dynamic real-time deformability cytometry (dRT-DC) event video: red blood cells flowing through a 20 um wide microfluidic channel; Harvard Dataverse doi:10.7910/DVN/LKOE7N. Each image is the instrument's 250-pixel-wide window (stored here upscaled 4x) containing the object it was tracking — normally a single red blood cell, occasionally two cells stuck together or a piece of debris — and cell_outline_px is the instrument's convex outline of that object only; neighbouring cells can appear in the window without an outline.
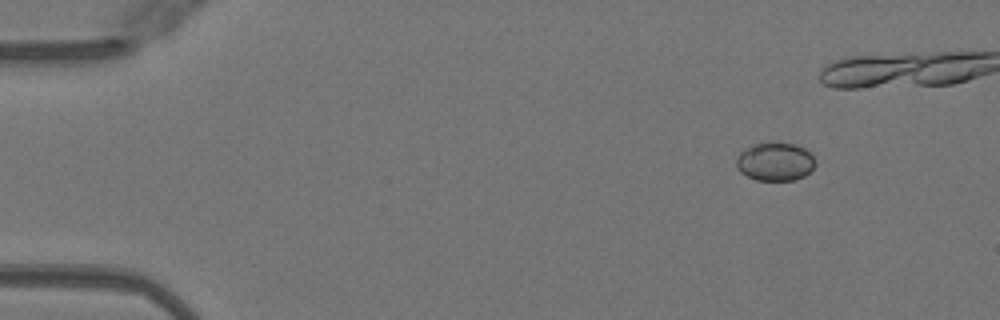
{"species": "Egyptian fruit bat (a non-hibernating species)", "species_latin": "Rousettus aegyptiacus", "temperature_condition": "warm", "stored_images_in_passage": 36, "camera_frame_rate_fps": 3000, "um_per_image_px": 0.085, "animal": {"sex": "female"}, "frame": {"image": 1, "passage_image": 1, "time_ms": 0.0, "image_size_px": [1000, 320], "cell_outline_px": [[816, 164], [804, 176], [796, 180], [756, 180], [740, 172], [736, 164], [736, 156], [744, 148], [752, 144], [768, 140], [796, 144], [804, 148], [812, 156]], "centroid_in_image_um": [65.85, 13.7], "position_along_channel_um": 19.2, "area_um2": 18.03}}
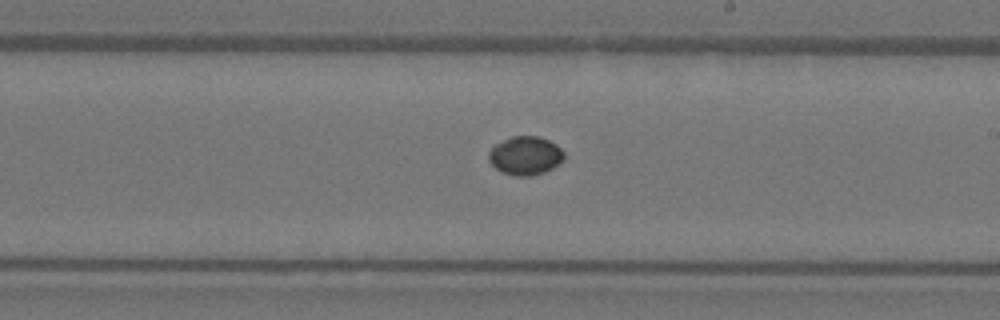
{"frame": {"image": 2, "passage_image": 25, "time_ms": 8.0, "image_size_px": [1000, 320], "cell_outline_px": [[564, 160], [552, 168], [544, 172], [528, 176], [516, 176], [500, 172], [488, 160], [488, 152], [496, 144], [512, 136], [540, 136], [556, 144], [564, 152]], "centroid_in_image_um": [44.65, 13.23], "position_along_channel_um": 244.3, "area_um2": 16.94}}
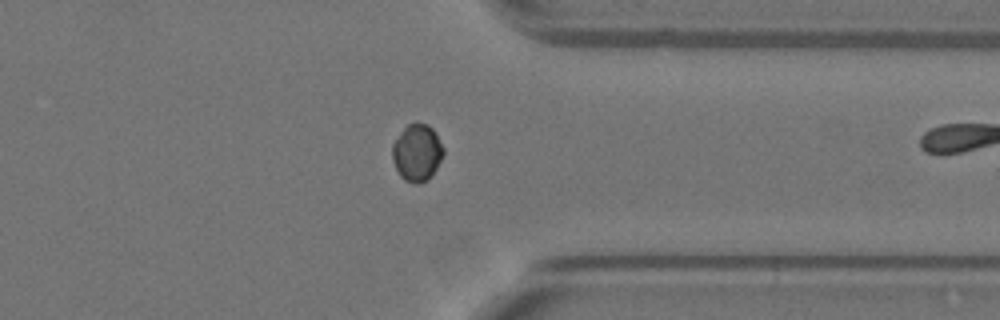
{"frame": {"image": 3, "passage_image": 35, "time_ms": 11.333, "image_size_px": [1000, 320], "cell_outline_px": [[444, 152], [432, 176], [420, 184], [416, 184], [404, 180], [400, 176], [392, 160], [392, 144], [400, 132], [408, 124], [416, 120], [428, 124], [436, 132], [444, 148]], "centroid_in_image_um": [35.44, 12.94], "position_along_channel_um": 376.0, "area_um2": 17.28}}